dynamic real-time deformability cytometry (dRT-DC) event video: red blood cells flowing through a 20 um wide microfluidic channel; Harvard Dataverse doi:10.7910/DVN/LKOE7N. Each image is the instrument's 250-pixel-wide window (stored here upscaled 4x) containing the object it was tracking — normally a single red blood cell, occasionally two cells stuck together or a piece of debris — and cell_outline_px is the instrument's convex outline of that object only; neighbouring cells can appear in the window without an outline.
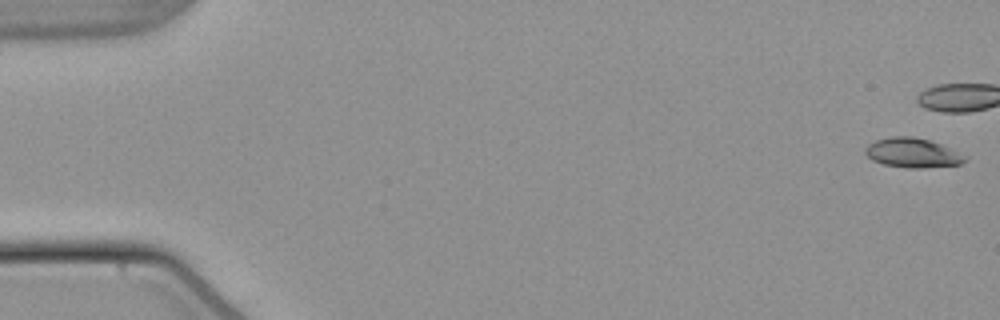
{"species": "common noctule bat (a hibernating species)", "species_latin": "Nyctalus noctula", "temperature_condition": "warm", "stored_images_in_passage": 42, "camera_frame_rate_fps": 3000, "um_per_image_px": 0.085, "animal": {"sex": "male", "body_mass_g": 21.5, "forearm_length_mm": 52.0}, "frame": {"image": 1, "passage_image": 1, "time_ms": 0.0, "image_size_px": [1000, 320], "cell_outline_px": [[968, 160], [960, 164], [924, 168], [904, 168], [884, 164], [872, 160], [864, 152], [864, 148], [868, 144], [876, 140], [892, 136], [912, 136], [928, 140], [940, 144], [968, 156]], "centroid_in_image_um": [77.57, 13.0], "position_along_channel_um": 7.4, "area_um2": 17.22}}